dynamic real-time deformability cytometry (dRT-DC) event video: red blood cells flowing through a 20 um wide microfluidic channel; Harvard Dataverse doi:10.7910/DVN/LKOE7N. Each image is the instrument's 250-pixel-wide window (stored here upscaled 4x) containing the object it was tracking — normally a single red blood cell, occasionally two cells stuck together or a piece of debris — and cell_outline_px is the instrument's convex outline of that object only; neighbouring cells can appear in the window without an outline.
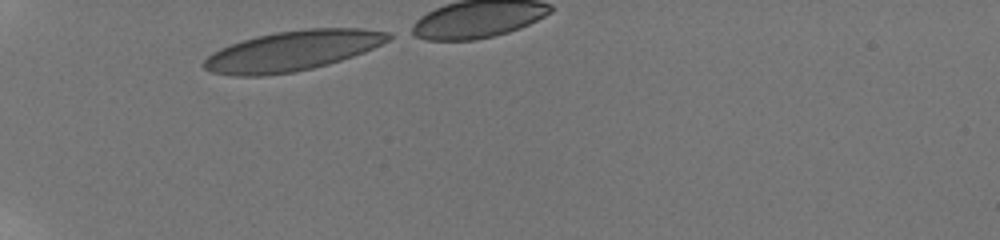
{"species": "human", "species_latin": "Homo sapiens", "temperature_condition": "room temperature", "stored_images_in_passage": 10, "segment_of_instrument_passage": [1, 2], "camera_frame_rate_fps": 3000, "um_per_image_px": 0.085, "donor": {"sex": "male"}, "frame": {"image": 1, "passage_image": 1, "time_ms": 0.0, "image_size_px": [1000, 240], "cell_outline_px": [[392, 36], [388, 40], [364, 52], [328, 64], [296, 72], [264, 76], [236, 76], [212, 72], [204, 68], [204, 60], [212, 52], [220, 48], [256, 36], [276, 32], [304, 28], [360, 28], [388, 32]], "centroid_in_image_um": [24.84, 4.32], "position_along_channel_um": 60.2, "area_um2": 42.83}}
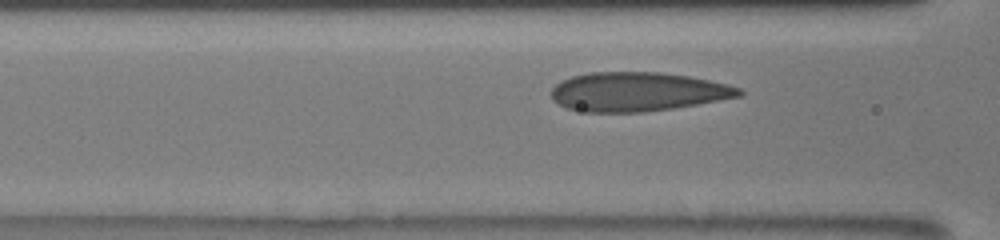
{"frame": {"image": 2, "passage_image": 7, "time_ms": 2.0, "image_size_px": [1000, 240], "cell_outline_px": [[744, 92], [740, 96], [696, 104], [672, 108], [644, 112], [584, 112], [564, 108], [552, 100], [552, 88], [556, 84], [572, 76], [588, 72], [660, 72], [688, 76], [728, 84], [740, 88]], "centroid_in_image_um": [54.16, 7.8], "position_along_channel_um": 112.4, "area_um2": 42.71}}